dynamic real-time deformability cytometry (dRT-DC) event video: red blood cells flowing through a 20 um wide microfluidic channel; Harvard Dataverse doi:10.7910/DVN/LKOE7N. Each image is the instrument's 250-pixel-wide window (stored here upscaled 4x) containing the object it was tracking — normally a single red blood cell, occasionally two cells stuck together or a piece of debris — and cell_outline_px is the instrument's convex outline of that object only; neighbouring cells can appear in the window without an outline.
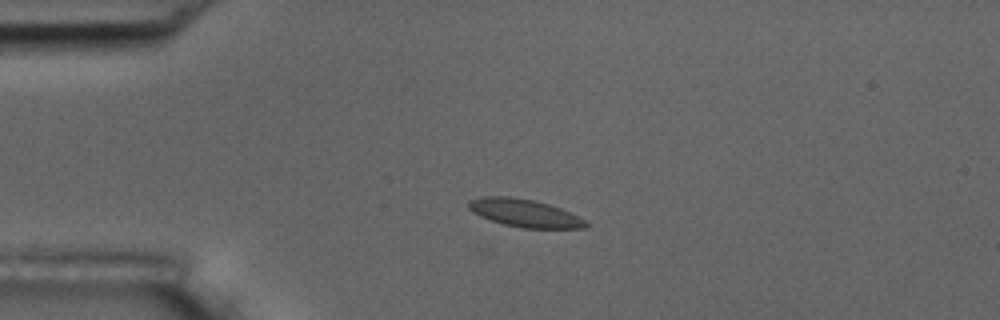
{"species": "common noctule bat (a hibernating species)", "species_latin": "Nyctalus noctula", "temperature_condition": "room temperature", "stored_images_in_passage": 4, "camera_frame_rate_fps": 3000, "um_per_image_px": 0.085, "animal": {"sex": "male", "body_mass_g": 17.5, "forearm_length_mm": 52.3}, "frame": {"image": 1, "passage_image": 3, "time_ms": 0.667, "image_size_px": [1000, 320], "cell_outline_px": [[588, 224], [584, 228], [520, 228], [504, 224], [480, 216], [472, 212], [468, 208], [468, 200], [480, 196], [508, 196], [532, 200], [548, 204], [560, 208], [584, 220]], "centroid_in_image_um": [44.52, 18.1], "position_along_channel_um": 40.5, "area_um2": 18.79}}